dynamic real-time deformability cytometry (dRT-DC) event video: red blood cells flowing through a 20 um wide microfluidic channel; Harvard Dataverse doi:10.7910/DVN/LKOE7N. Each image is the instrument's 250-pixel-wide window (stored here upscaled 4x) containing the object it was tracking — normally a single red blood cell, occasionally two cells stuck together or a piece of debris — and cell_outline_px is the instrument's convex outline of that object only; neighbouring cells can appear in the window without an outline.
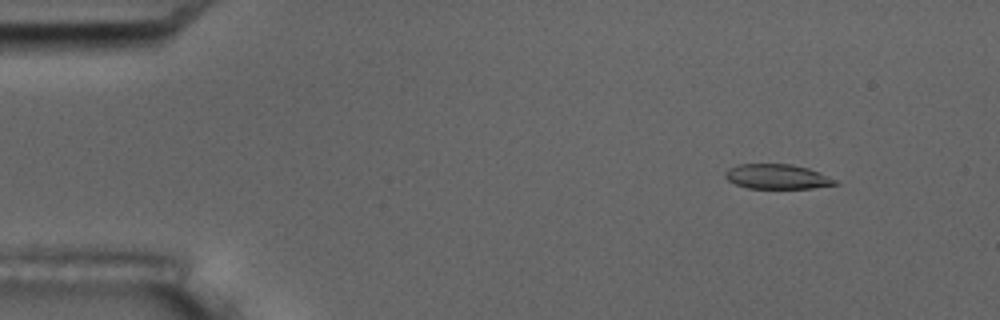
{"species": "common noctule bat (a hibernating species)", "species_latin": "Nyctalus noctula", "temperature_condition": "room temperature", "stored_images_in_passage": 5, "camera_frame_rate_fps": 3000, "um_per_image_px": 0.085, "animal": {"sex": "male", "body_mass_g": 17.5, "forearm_length_mm": 52.3}, "frame": {"image": 1, "passage_image": 2, "time_ms": 1.0, "image_size_px": [1000, 320], "cell_outline_px": [[840, 184], [812, 188], [748, 188], [736, 184], [728, 180], [724, 176], [724, 172], [728, 168], [736, 164], [788, 164], [808, 168], [836, 180]], "centroid_in_image_um": [66.02, 15.01], "position_along_channel_um": 19.0, "area_um2": 15.78}}
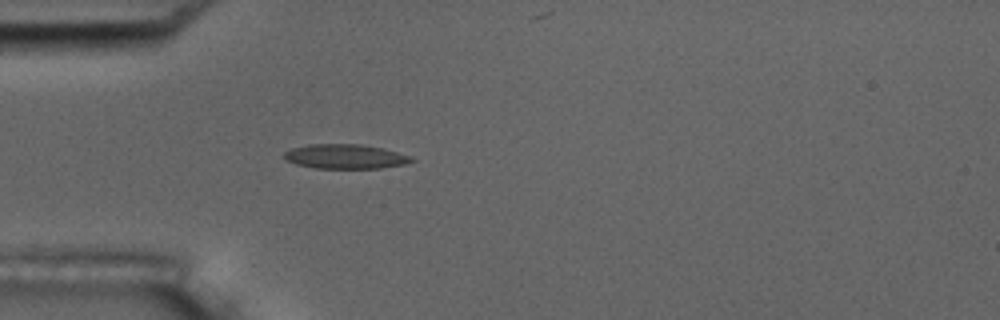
{"frame": {"image": 2, "passage_image": 5, "time_ms": 4.333, "image_size_px": [1000, 320], "cell_outline_px": [[416, 160], [404, 164], [380, 168], [316, 168], [296, 164], [284, 160], [280, 156], [284, 152], [292, 148], [308, 144], [360, 144], [380, 148], [412, 156]], "centroid_in_image_um": [29.29, 13.3], "position_along_channel_um": 55.7, "area_um2": 18.21}}